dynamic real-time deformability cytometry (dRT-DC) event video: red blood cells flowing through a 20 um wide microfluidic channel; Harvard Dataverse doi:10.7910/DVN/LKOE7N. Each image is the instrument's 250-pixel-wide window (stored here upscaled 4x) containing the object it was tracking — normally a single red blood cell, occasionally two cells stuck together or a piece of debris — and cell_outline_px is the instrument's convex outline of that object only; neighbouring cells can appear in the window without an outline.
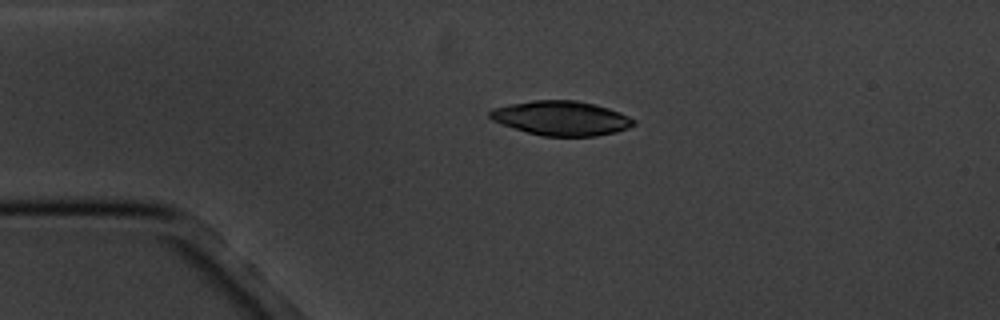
{"species": "common noctule bat (a hibernating species)", "species_latin": "Nyctalus noctula", "temperature_condition": "cold", "stored_images_in_passage": 4, "camera_frame_rate_fps": 3000, "um_per_image_px": 0.085, "animal": {"sex": "male", "body_mass_g": 20.1, "forearm_length_mm": 53.5}, "frame": {"image": 1, "passage_image": 3, "time_ms": 2.333, "image_size_px": [1000, 320], "cell_outline_px": [[636, 124], [628, 128], [616, 132], [596, 136], [544, 136], [528, 132], [500, 124], [492, 120], [488, 116], [488, 112], [492, 108], [508, 104], [532, 100], [576, 100], [596, 104], [620, 112], [636, 120]], "centroid_in_image_um": [47.7, 10.04], "position_along_channel_um": 37.3, "area_um2": 29.07}}